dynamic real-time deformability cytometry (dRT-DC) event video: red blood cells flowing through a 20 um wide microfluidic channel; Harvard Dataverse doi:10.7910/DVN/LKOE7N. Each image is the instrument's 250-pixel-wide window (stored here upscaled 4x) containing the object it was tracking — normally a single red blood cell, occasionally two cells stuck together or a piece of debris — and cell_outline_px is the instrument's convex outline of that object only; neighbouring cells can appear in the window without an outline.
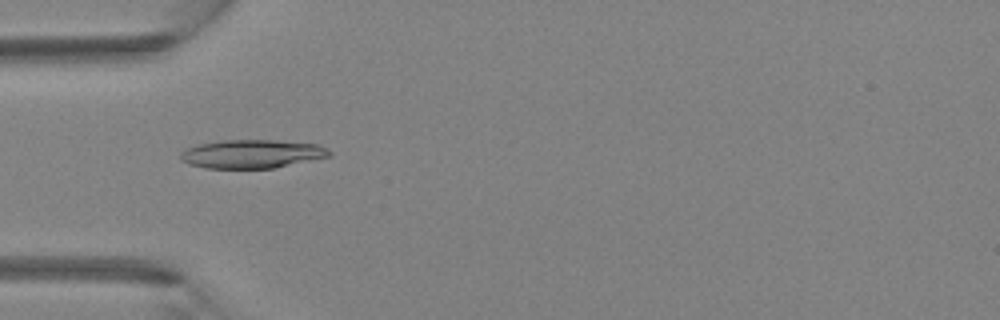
{"species": "Egyptian fruit bat (a non-hibernating species)", "species_latin": "Rousettus aegyptiacus", "temperature_condition": "room temperature", "stored_images_in_passage": 4, "camera_frame_rate_fps": 3000, "um_per_image_px": 0.085, "animal": {"sex": "female"}, "frame": {"image": 1, "passage_image": 4, "time_ms": 1.0, "image_size_px": [1000, 320], "cell_outline_px": [[332, 156], [272, 168], [204, 168], [188, 164], [180, 160], [180, 152], [188, 148], [200, 144], [220, 140], [276, 140], [320, 144], [332, 152]], "centroid_in_image_um": [21.42, 13.08], "position_along_channel_um": 63.6, "area_um2": 24.85}}